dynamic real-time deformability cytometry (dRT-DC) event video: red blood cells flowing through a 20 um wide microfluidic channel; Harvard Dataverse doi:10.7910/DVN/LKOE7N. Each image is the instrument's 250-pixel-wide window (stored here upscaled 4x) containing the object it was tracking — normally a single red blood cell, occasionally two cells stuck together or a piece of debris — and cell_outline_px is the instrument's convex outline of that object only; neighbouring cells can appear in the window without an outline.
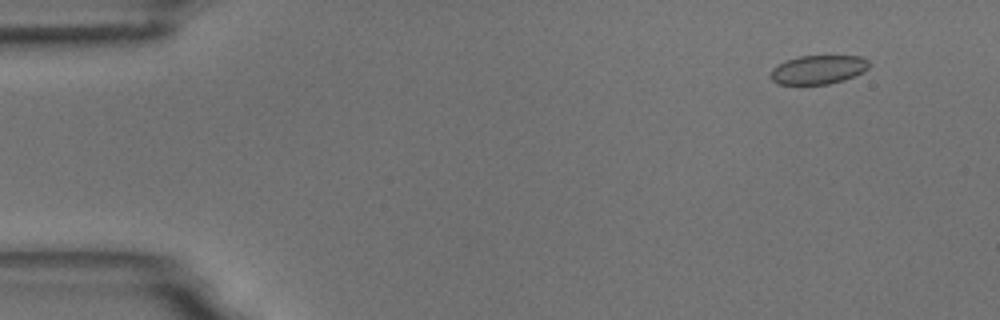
{"species": "common noctule bat (a hibernating species)", "species_latin": "Nyctalus noctula", "temperature_condition": "room temperature", "stored_images_in_passage": 4, "camera_frame_rate_fps": 3000, "um_per_image_px": 0.085, "animal": {"sex": "male", "body_mass_g": 18.8}, "frame": {"image": 1, "passage_image": 1, "time_ms": 0.0, "image_size_px": [1000, 320], "cell_outline_px": [[868, 68], [844, 80], [828, 84], [776, 84], [772, 80], [772, 68], [788, 60], [800, 56], [860, 56], [868, 60]], "centroid_in_image_um": [69.54, 5.92], "position_along_channel_um": 15.5, "area_um2": 16.18}}